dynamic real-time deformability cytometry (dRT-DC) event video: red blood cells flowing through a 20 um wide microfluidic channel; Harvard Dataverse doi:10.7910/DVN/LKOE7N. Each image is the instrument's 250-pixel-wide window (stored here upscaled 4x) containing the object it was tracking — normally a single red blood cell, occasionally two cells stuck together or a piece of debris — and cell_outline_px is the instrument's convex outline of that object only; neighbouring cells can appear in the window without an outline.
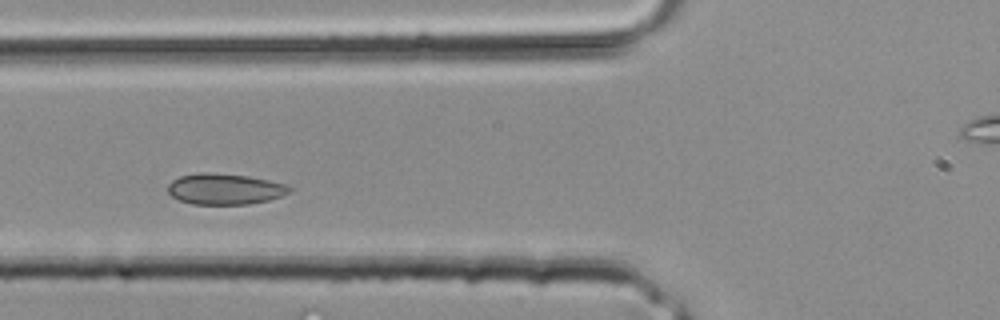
{"species": "common noctule bat (a hibernating species)", "species_latin": "Nyctalus noctula", "temperature_condition": "room temperature", "stored_images_in_passage": 29, "camera_frame_rate_fps": 3000, "um_per_image_px": 0.085, "animal": {"sex": "male", "body_mass_g": 20.4}, "frame": {"image": 1, "passage_image": 7, "time_ms": 2.0, "image_size_px": [1000, 320], "cell_outline_px": [[292, 192], [268, 200], [248, 204], [192, 204], [180, 200], [172, 196], [168, 192], [168, 184], [172, 180], [180, 176], [200, 172], [208, 172], [248, 176], [268, 180], [284, 184], [292, 188]], "centroid_in_image_um": [19.09, 16.06], "position_along_channel_um": 106.7, "area_um2": 21.85}}
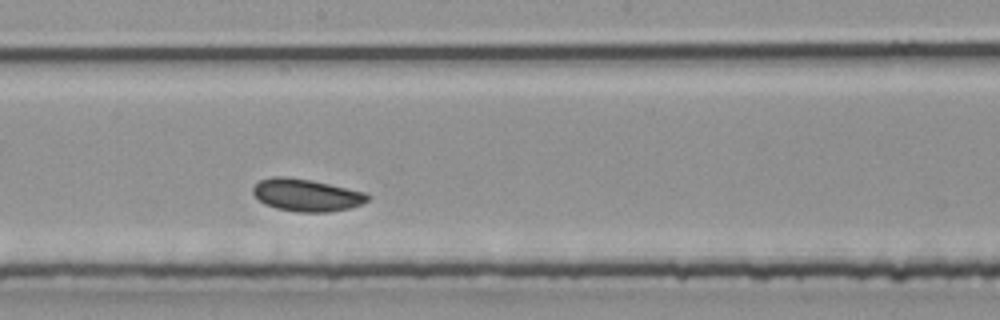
{"frame": {"image": 2, "passage_image": 13, "time_ms": 4.0, "image_size_px": [1000, 320], "cell_outline_px": [[368, 200], [360, 204], [348, 208], [328, 212], [296, 212], [276, 208], [264, 204], [252, 192], [252, 188], [260, 180], [272, 176], [284, 176], [312, 180], [368, 192]], "centroid_in_image_um": [26.04, 16.57], "position_along_channel_um": 222.2, "area_um2": 21.68}}
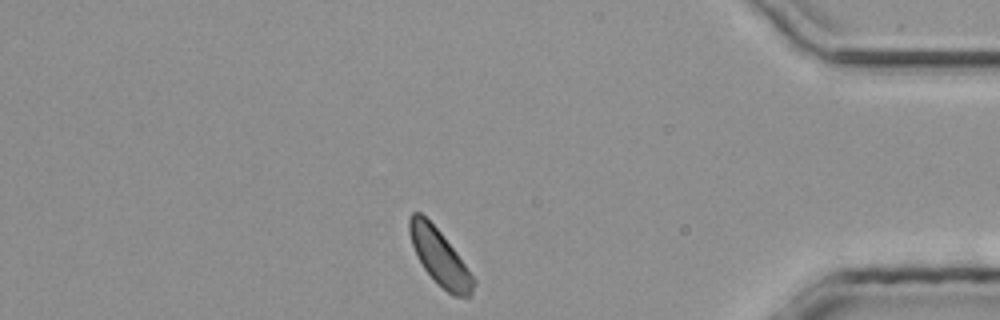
{"frame": {"image": 3, "passage_image": 24, "time_ms": 7.667, "image_size_px": [1000, 320], "cell_outline_px": [[476, 284], [472, 296], [452, 296], [424, 268], [412, 244], [408, 232], [408, 220], [412, 212], [420, 212], [440, 232], [456, 252], [476, 280]], "centroid_in_image_um": [37.39, 21.86], "position_along_channel_um": 397.8, "area_um2": 20.29}}